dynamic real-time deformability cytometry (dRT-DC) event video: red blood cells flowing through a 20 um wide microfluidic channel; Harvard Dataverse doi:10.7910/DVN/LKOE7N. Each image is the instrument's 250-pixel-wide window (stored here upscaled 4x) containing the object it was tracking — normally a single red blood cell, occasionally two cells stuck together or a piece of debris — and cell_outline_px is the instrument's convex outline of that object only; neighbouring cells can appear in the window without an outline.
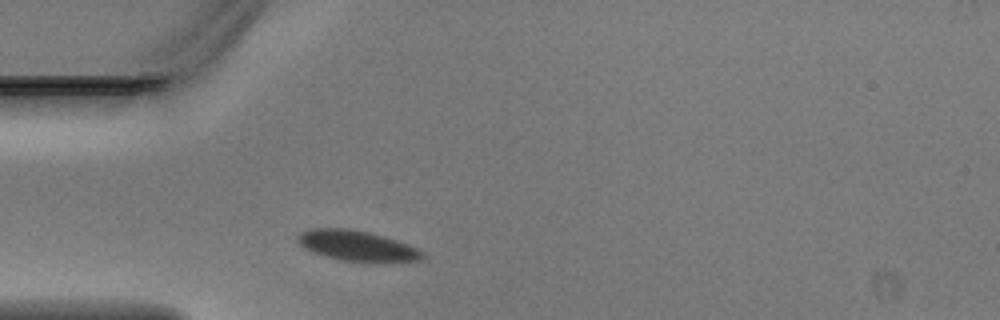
{"species": "Egyptian fruit bat (a non-hibernating species)", "species_latin": "Rousettus aegyptiacus", "temperature_condition": "warm", "stored_images_in_passage": 1, "camera_frame_rate_fps": 3000, "um_per_image_px": 0.085, "animal": {"sex": "male"}, "frame": {"image": 1, "passage_image": 1, "time_ms": 0.0, "image_size_px": [1000, 320], "cell_outline_px": [[424, 256], [420, 260], [340, 260], [324, 256], [312, 252], [304, 248], [296, 240], [296, 236], [300, 232], [308, 228], [348, 228], [368, 232], [384, 236], [396, 240], [416, 248], [424, 252]], "centroid_in_image_um": [30.23, 20.84], "position_along_channel_um": 54.8, "area_um2": 21.56}}